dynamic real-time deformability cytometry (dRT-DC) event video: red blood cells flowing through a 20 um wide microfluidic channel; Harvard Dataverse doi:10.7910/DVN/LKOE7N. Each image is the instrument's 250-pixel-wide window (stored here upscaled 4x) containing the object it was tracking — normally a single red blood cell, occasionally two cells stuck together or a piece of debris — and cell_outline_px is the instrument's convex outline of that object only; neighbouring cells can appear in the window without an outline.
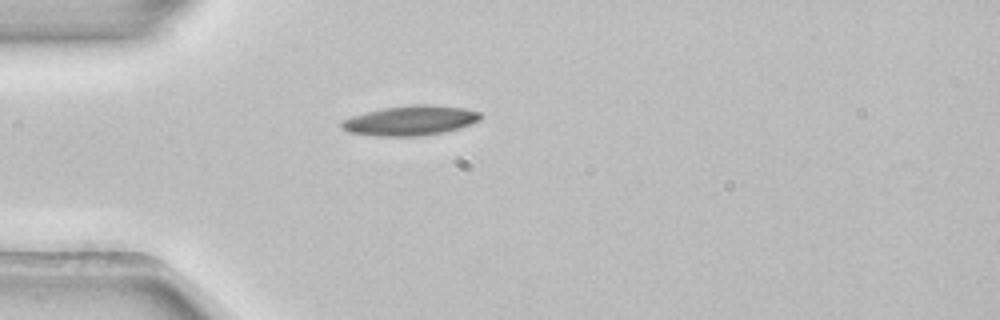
{"species": "common noctule bat (a hibernating species)", "species_latin": "Nyctalus noctula", "temperature_condition": "room temperature", "stored_images_in_passage": 1, "camera_frame_rate_fps": 3000, "um_per_image_px": 0.085, "animal": {"sex": "female", "body_mass_g": 22.7, "forearm_length_mm": 54.2}, "frame": {"image": 1, "passage_image": 1, "time_ms": 0.0, "image_size_px": [1000, 320], "cell_outline_px": [[484, 116], [480, 120], [472, 124], [460, 128], [444, 132], [420, 136], [376, 136], [348, 132], [340, 128], [340, 120], [364, 112], [384, 108], [416, 104], [432, 104], [464, 108], [480, 112]], "centroid_in_image_um": [34.89, 10.24], "position_along_channel_um": 50.1, "area_um2": 24.45}}